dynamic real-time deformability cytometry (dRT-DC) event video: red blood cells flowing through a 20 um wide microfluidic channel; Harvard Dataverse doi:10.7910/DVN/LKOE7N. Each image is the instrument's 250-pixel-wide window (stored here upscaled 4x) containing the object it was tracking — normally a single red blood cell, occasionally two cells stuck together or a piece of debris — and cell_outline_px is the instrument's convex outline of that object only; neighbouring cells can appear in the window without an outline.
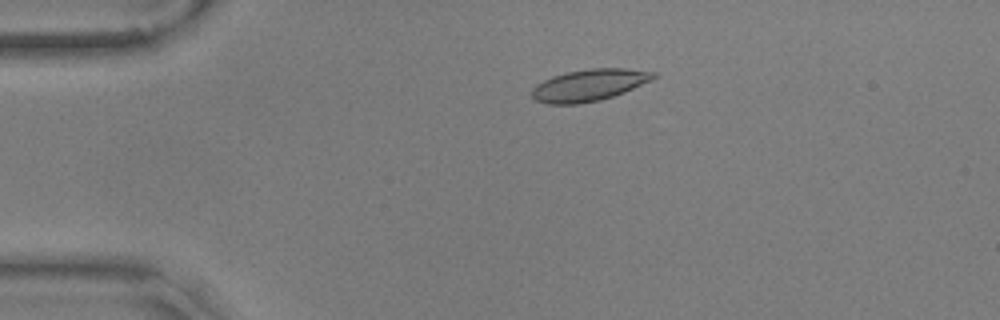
{"species": "common noctule bat (a hibernating species)", "species_latin": "Nyctalus noctula", "temperature_condition": "warm", "stored_images_in_passage": 41, "camera_frame_rate_fps": 3000, "um_per_image_px": 0.085, "animal": {"sex": "male", "body_mass_g": 17.9, "forearm_length_mm": 54.2}, "frame": {"image": 1, "passage_image": 3, "time_ms": 0.667, "image_size_px": [1000, 320], "cell_outline_px": [[656, 76], [652, 80], [624, 92], [600, 100], [580, 104], [548, 104], [536, 100], [532, 96], [532, 88], [536, 84], [552, 76], [568, 72], [592, 68], [628, 68], [656, 72]], "centroid_in_image_um": [50.08, 7.23], "position_along_channel_um": 34.9, "area_um2": 22.48}}
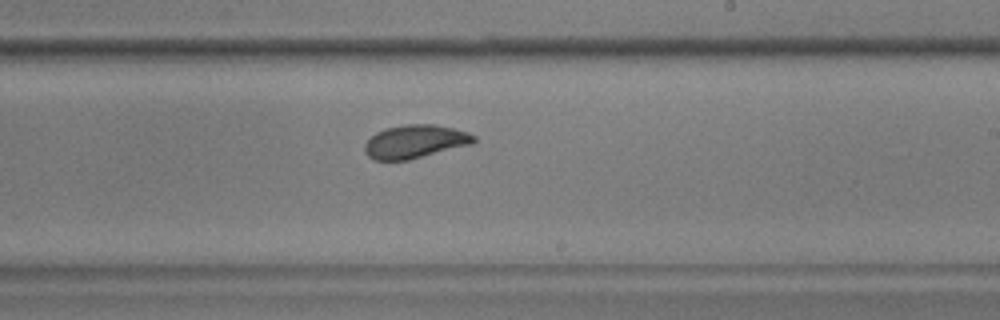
{"frame": {"image": 2, "passage_image": 25, "time_ms": 8.0, "image_size_px": [1000, 320], "cell_outline_px": [[476, 140], [472, 144], [408, 160], [376, 160], [368, 156], [364, 152], [364, 144], [376, 132], [384, 128], [408, 124], [436, 124], [468, 132], [476, 136]], "centroid_in_image_um": [35.28, 12.03], "position_along_channel_um": 253.7, "area_um2": 21.21}}
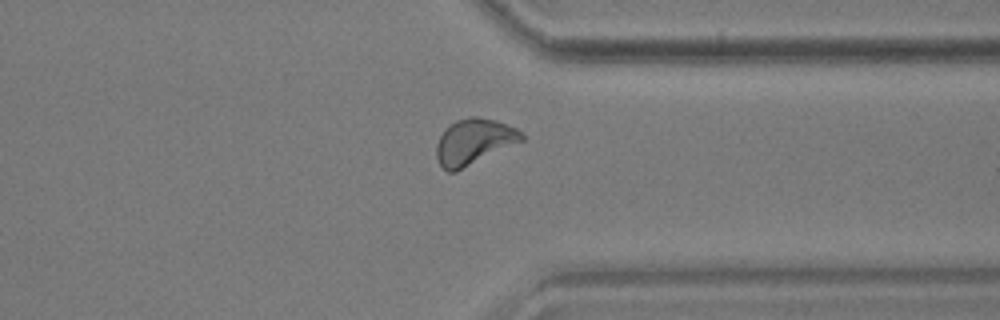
{"frame": {"image": 3, "passage_image": 35, "time_ms": 11.333, "image_size_px": [1000, 320], "cell_outline_px": [[524, 140], [456, 172], [448, 172], [440, 164], [436, 156], [436, 144], [440, 136], [456, 120], [472, 116], [476, 116], [492, 120], [516, 128], [524, 136]], "centroid_in_image_um": [40.27, 12.07], "position_along_channel_um": 371.1, "area_um2": 22.31}, "authors_computed_cell_mechanics": {"area_um2": 21.386, "velocity_mm_per_s": 3.5501, "shape_relaxation_time_tau1_ms": 3.1035, "shape_relaxation_time_tau2_ms": 1.7409, "deformation_change_tau1": 0.1109, "deformation_change_tau2": 0.0439}}